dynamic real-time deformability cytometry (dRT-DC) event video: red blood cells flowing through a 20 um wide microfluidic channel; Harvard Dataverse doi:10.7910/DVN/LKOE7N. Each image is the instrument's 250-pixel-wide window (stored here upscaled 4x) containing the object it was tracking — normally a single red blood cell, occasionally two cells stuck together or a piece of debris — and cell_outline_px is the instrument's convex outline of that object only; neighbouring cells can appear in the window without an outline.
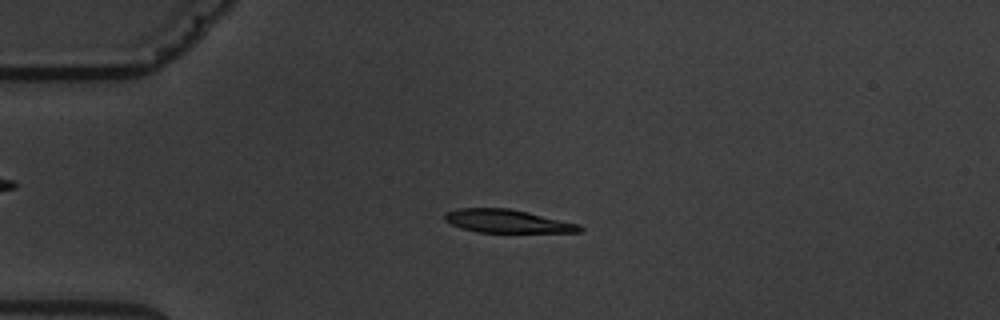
{"species": "common noctule bat (a hibernating species)", "species_latin": "Nyctalus noctula", "temperature_condition": "warm", "stored_images_in_passage": 5, "camera_frame_rate_fps": 3000, "um_per_image_px": 0.085, "animal": {"sex": "male", "body_mass_g": 19.5, "forearm_length_mm": 54.6}, "frame": {"image": 1, "passage_image": 4, "time_ms": 3.667, "image_size_px": [1000, 320], "cell_outline_px": [[584, 228], [580, 232], [476, 232], [460, 228], [444, 220], [444, 212], [460, 208], [508, 208], [528, 212], [580, 224]], "centroid_in_image_um": [43.1, 18.8], "position_along_channel_um": 41.9, "area_um2": 18.26}}